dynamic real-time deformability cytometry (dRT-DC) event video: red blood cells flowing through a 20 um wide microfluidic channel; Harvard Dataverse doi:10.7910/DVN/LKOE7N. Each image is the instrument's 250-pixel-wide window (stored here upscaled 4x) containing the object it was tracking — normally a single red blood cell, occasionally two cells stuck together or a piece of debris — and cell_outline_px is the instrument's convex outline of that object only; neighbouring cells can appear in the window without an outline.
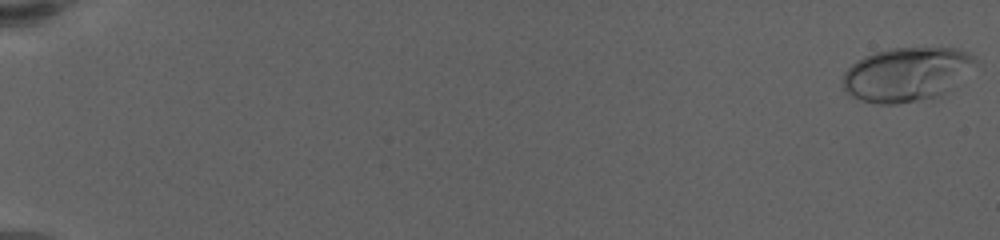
{"species": "human", "species_latin": "Homo sapiens", "temperature_condition": "warm", "stored_images_in_passage": 19, "camera_frame_rate_fps": 3000, "um_per_image_px": 0.085, "donor": {"sex": "female"}, "frame": {"image": 1, "passage_image": 1, "time_ms": 0.0, "image_size_px": [1000, 240], "cell_outline_px": [[976, 60], [936, 96], [896, 104], [880, 104], [864, 100], [852, 96], [844, 92], [844, 72], [852, 64], [864, 56], [876, 52], [892, 48], [956, 48], [968, 52], [976, 56]], "centroid_in_image_um": [76.93, 6.28], "position_along_channel_um": 8.1, "area_um2": 39.94}}